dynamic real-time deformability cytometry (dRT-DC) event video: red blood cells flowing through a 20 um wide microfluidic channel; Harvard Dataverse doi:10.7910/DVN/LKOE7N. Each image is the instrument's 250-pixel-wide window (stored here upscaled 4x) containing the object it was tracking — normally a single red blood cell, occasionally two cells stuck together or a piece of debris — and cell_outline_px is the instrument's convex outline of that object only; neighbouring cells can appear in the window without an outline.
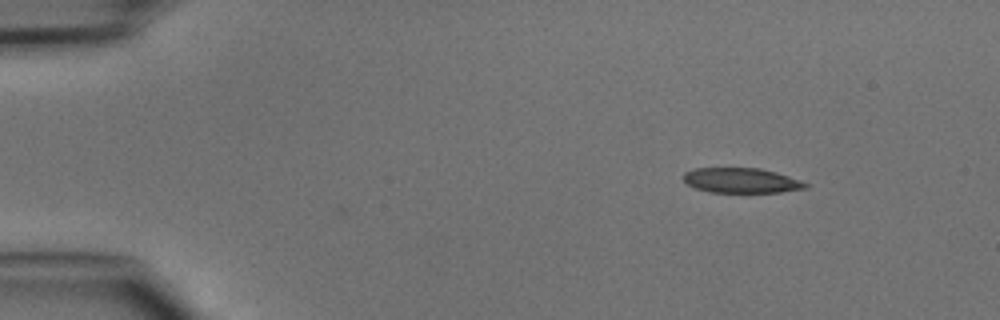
{"species": "common noctule bat (a hibernating species)", "species_latin": "Nyctalus noctula", "temperature_condition": "cold", "stored_images_in_passage": 5, "camera_frame_rate_fps": 3000, "um_per_image_px": 0.085, "animal": {"sex": "male", "body_mass_g": 15.6}, "frame": {"image": 1, "passage_image": 5, "time_ms": 1.333, "image_size_px": [1000, 320], "cell_outline_px": [[808, 188], [780, 192], [712, 192], [696, 188], [688, 184], [684, 180], [684, 172], [692, 168], [760, 168], [776, 172], [800, 180], [808, 184]], "centroid_in_image_um": [63.02, 15.33], "position_along_channel_um": 22.0, "area_um2": 17.69}}